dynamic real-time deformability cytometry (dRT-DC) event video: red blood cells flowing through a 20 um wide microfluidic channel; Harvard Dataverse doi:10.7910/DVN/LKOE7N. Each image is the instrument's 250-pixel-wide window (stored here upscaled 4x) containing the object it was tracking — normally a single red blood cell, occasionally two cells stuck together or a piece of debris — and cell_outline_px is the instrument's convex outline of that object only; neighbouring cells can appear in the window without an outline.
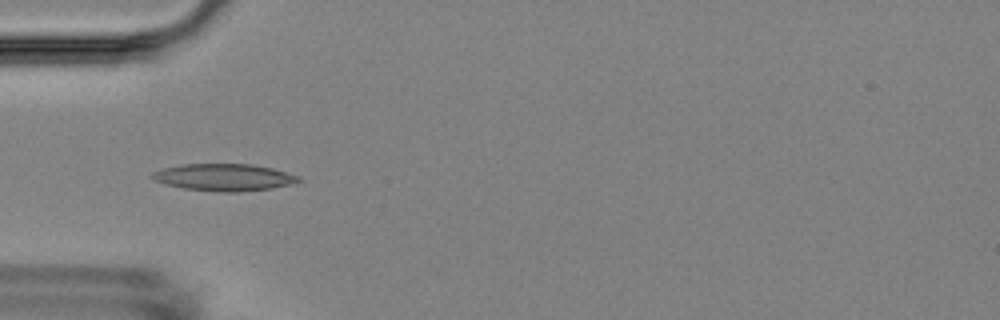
{"species": "Egyptian fruit bat (a non-hibernating species)", "species_latin": "Rousettus aegyptiacus", "temperature_condition": "room temperature", "stored_images_in_passage": 2, "camera_frame_rate_fps": 3000, "um_per_image_px": 0.085, "animal": {"sex": "female"}, "frame": {"image": 1, "passage_image": 1, "time_ms": 0.0, "image_size_px": [1000, 320], "cell_outline_px": [[300, 180], [292, 184], [272, 188], [236, 192], [220, 192], [184, 188], [164, 184], [152, 180], [152, 172], [164, 168], [184, 164], [252, 164], [272, 168], [300, 176]], "centroid_in_image_um": [19.03, 15.07], "position_along_channel_um": 66.0, "area_um2": 23.0}}